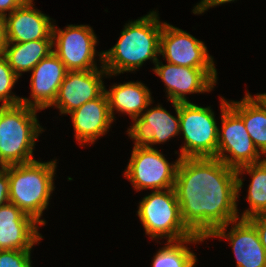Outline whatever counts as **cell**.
<instances>
[{
	"label": "cell",
	"instance_id": "1",
	"mask_svg": "<svg viewBox=\"0 0 266 267\" xmlns=\"http://www.w3.org/2000/svg\"><path fill=\"white\" fill-rule=\"evenodd\" d=\"M183 223L206 239L239 219L237 169L216 157L181 158L174 186Z\"/></svg>",
	"mask_w": 266,
	"mask_h": 267
},
{
	"label": "cell",
	"instance_id": "2",
	"mask_svg": "<svg viewBox=\"0 0 266 267\" xmlns=\"http://www.w3.org/2000/svg\"><path fill=\"white\" fill-rule=\"evenodd\" d=\"M156 11L124 25L117 43L103 52V67L108 76L135 71L147 60L154 65L160 54L163 28Z\"/></svg>",
	"mask_w": 266,
	"mask_h": 267
},
{
	"label": "cell",
	"instance_id": "3",
	"mask_svg": "<svg viewBox=\"0 0 266 267\" xmlns=\"http://www.w3.org/2000/svg\"><path fill=\"white\" fill-rule=\"evenodd\" d=\"M4 168L9 176V202L31 216L41 226H45L46 221L40 218L55 189L56 159L43 163L34 160Z\"/></svg>",
	"mask_w": 266,
	"mask_h": 267
},
{
	"label": "cell",
	"instance_id": "4",
	"mask_svg": "<svg viewBox=\"0 0 266 267\" xmlns=\"http://www.w3.org/2000/svg\"><path fill=\"white\" fill-rule=\"evenodd\" d=\"M37 111L22 103L0 105V165L2 167L32 162L35 141L44 130Z\"/></svg>",
	"mask_w": 266,
	"mask_h": 267
},
{
	"label": "cell",
	"instance_id": "5",
	"mask_svg": "<svg viewBox=\"0 0 266 267\" xmlns=\"http://www.w3.org/2000/svg\"><path fill=\"white\" fill-rule=\"evenodd\" d=\"M138 208L137 215L151 239L178 241L194 235L181 219L174 188L152 191L143 197Z\"/></svg>",
	"mask_w": 266,
	"mask_h": 267
},
{
	"label": "cell",
	"instance_id": "6",
	"mask_svg": "<svg viewBox=\"0 0 266 267\" xmlns=\"http://www.w3.org/2000/svg\"><path fill=\"white\" fill-rule=\"evenodd\" d=\"M210 108L179 103L180 133L185 141L180 158L217 157L219 128Z\"/></svg>",
	"mask_w": 266,
	"mask_h": 267
},
{
	"label": "cell",
	"instance_id": "7",
	"mask_svg": "<svg viewBox=\"0 0 266 267\" xmlns=\"http://www.w3.org/2000/svg\"><path fill=\"white\" fill-rule=\"evenodd\" d=\"M220 101L222 131L218 130L216 158L234 169L261 162L262 154L250 138L243 119L228 105L227 100L221 97Z\"/></svg>",
	"mask_w": 266,
	"mask_h": 267
},
{
	"label": "cell",
	"instance_id": "8",
	"mask_svg": "<svg viewBox=\"0 0 266 267\" xmlns=\"http://www.w3.org/2000/svg\"><path fill=\"white\" fill-rule=\"evenodd\" d=\"M180 159L178 157L176 162L170 164L159 150L134 146L124 177L136 191L171 189L175 186Z\"/></svg>",
	"mask_w": 266,
	"mask_h": 267
},
{
	"label": "cell",
	"instance_id": "9",
	"mask_svg": "<svg viewBox=\"0 0 266 267\" xmlns=\"http://www.w3.org/2000/svg\"><path fill=\"white\" fill-rule=\"evenodd\" d=\"M52 40V51L67 71L98 69L94 59L97 37L90 26L71 24L62 30L53 25Z\"/></svg>",
	"mask_w": 266,
	"mask_h": 267
},
{
	"label": "cell",
	"instance_id": "10",
	"mask_svg": "<svg viewBox=\"0 0 266 267\" xmlns=\"http://www.w3.org/2000/svg\"><path fill=\"white\" fill-rule=\"evenodd\" d=\"M153 71L164 82L168 101L186 103V95L192 93L211 92L216 85V68H191L167 62L155 63Z\"/></svg>",
	"mask_w": 266,
	"mask_h": 267
},
{
	"label": "cell",
	"instance_id": "11",
	"mask_svg": "<svg viewBox=\"0 0 266 267\" xmlns=\"http://www.w3.org/2000/svg\"><path fill=\"white\" fill-rule=\"evenodd\" d=\"M99 56L101 69L67 71L52 107L58 108L61 114H69L105 92L102 78L108 73L103 67V52Z\"/></svg>",
	"mask_w": 266,
	"mask_h": 267
},
{
	"label": "cell",
	"instance_id": "12",
	"mask_svg": "<svg viewBox=\"0 0 266 267\" xmlns=\"http://www.w3.org/2000/svg\"><path fill=\"white\" fill-rule=\"evenodd\" d=\"M160 55L172 64L191 68H215L204 42L164 22L160 37Z\"/></svg>",
	"mask_w": 266,
	"mask_h": 267
},
{
	"label": "cell",
	"instance_id": "13",
	"mask_svg": "<svg viewBox=\"0 0 266 267\" xmlns=\"http://www.w3.org/2000/svg\"><path fill=\"white\" fill-rule=\"evenodd\" d=\"M171 103L177 117L158 104L151 109L147 107L140 117L131 119L134 123L127 130V134L135 140L134 146L153 148L154 144L164 143L180 134L179 103Z\"/></svg>",
	"mask_w": 266,
	"mask_h": 267
},
{
	"label": "cell",
	"instance_id": "14",
	"mask_svg": "<svg viewBox=\"0 0 266 267\" xmlns=\"http://www.w3.org/2000/svg\"><path fill=\"white\" fill-rule=\"evenodd\" d=\"M229 224H232V228L226 233ZM210 237L230 241L237 267H266V250L255 226L248 219L231 221L217 228L208 238Z\"/></svg>",
	"mask_w": 266,
	"mask_h": 267
},
{
	"label": "cell",
	"instance_id": "15",
	"mask_svg": "<svg viewBox=\"0 0 266 267\" xmlns=\"http://www.w3.org/2000/svg\"><path fill=\"white\" fill-rule=\"evenodd\" d=\"M38 222L17 206H0V250H31L42 240Z\"/></svg>",
	"mask_w": 266,
	"mask_h": 267
},
{
	"label": "cell",
	"instance_id": "16",
	"mask_svg": "<svg viewBox=\"0 0 266 267\" xmlns=\"http://www.w3.org/2000/svg\"><path fill=\"white\" fill-rule=\"evenodd\" d=\"M30 78L31 98H21V103L43 110L54 103L67 70L64 63L52 51L32 70Z\"/></svg>",
	"mask_w": 266,
	"mask_h": 267
},
{
	"label": "cell",
	"instance_id": "17",
	"mask_svg": "<svg viewBox=\"0 0 266 267\" xmlns=\"http://www.w3.org/2000/svg\"><path fill=\"white\" fill-rule=\"evenodd\" d=\"M33 1L27 0L22 6L6 15L7 42L23 43L52 39L54 22L40 10L34 9Z\"/></svg>",
	"mask_w": 266,
	"mask_h": 267
},
{
	"label": "cell",
	"instance_id": "18",
	"mask_svg": "<svg viewBox=\"0 0 266 267\" xmlns=\"http://www.w3.org/2000/svg\"><path fill=\"white\" fill-rule=\"evenodd\" d=\"M69 114L72 117L75 139L82 146L86 143H95L100 136L109 131L108 129L113 122L105 92Z\"/></svg>",
	"mask_w": 266,
	"mask_h": 267
},
{
	"label": "cell",
	"instance_id": "19",
	"mask_svg": "<svg viewBox=\"0 0 266 267\" xmlns=\"http://www.w3.org/2000/svg\"><path fill=\"white\" fill-rule=\"evenodd\" d=\"M105 93L108 99L111 118L115 119L114 111L126 113L132 119L140 117L144 110L152 104L151 92L141 82H126L114 84Z\"/></svg>",
	"mask_w": 266,
	"mask_h": 267
},
{
	"label": "cell",
	"instance_id": "20",
	"mask_svg": "<svg viewBox=\"0 0 266 267\" xmlns=\"http://www.w3.org/2000/svg\"><path fill=\"white\" fill-rule=\"evenodd\" d=\"M52 39H41L23 43L7 42L3 56L14 73L20 77L22 72L31 70L52 52Z\"/></svg>",
	"mask_w": 266,
	"mask_h": 267
},
{
	"label": "cell",
	"instance_id": "21",
	"mask_svg": "<svg viewBox=\"0 0 266 267\" xmlns=\"http://www.w3.org/2000/svg\"><path fill=\"white\" fill-rule=\"evenodd\" d=\"M228 105L243 119L246 130L258 151L266 155V108L250 93L241 101H229Z\"/></svg>",
	"mask_w": 266,
	"mask_h": 267
},
{
	"label": "cell",
	"instance_id": "22",
	"mask_svg": "<svg viewBox=\"0 0 266 267\" xmlns=\"http://www.w3.org/2000/svg\"><path fill=\"white\" fill-rule=\"evenodd\" d=\"M244 172L251 175L252 181L248 187L247 200L250 208L243 211L240 218L250 219L253 216L266 213V158L261 162L247 164L237 169L238 198L243 180L239 177Z\"/></svg>",
	"mask_w": 266,
	"mask_h": 267
},
{
	"label": "cell",
	"instance_id": "23",
	"mask_svg": "<svg viewBox=\"0 0 266 267\" xmlns=\"http://www.w3.org/2000/svg\"><path fill=\"white\" fill-rule=\"evenodd\" d=\"M204 240L206 238L194 234L182 240L167 241V244L154 256L152 267H194L197 257L185 244H199Z\"/></svg>",
	"mask_w": 266,
	"mask_h": 267
},
{
	"label": "cell",
	"instance_id": "24",
	"mask_svg": "<svg viewBox=\"0 0 266 267\" xmlns=\"http://www.w3.org/2000/svg\"><path fill=\"white\" fill-rule=\"evenodd\" d=\"M18 79L19 77L8 65L7 59L0 55V101H2V106L21 103L22 97L16 96L11 91Z\"/></svg>",
	"mask_w": 266,
	"mask_h": 267
},
{
	"label": "cell",
	"instance_id": "25",
	"mask_svg": "<svg viewBox=\"0 0 266 267\" xmlns=\"http://www.w3.org/2000/svg\"><path fill=\"white\" fill-rule=\"evenodd\" d=\"M31 250H0V267H32Z\"/></svg>",
	"mask_w": 266,
	"mask_h": 267
},
{
	"label": "cell",
	"instance_id": "26",
	"mask_svg": "<svg viewBox=\"0 0 266 267\" xmlns=\"http://www.w3.org/2000/svg\"><path fill=\"white\" fill-rule=\"evenodd\" d=\"M9 176L4 167L0 168V206L9 203Z\"/></svg>",
	"mask_w": 266,
	"mask_h": 267
},
{
	"label": "cell",
	"instance_id": "27",
	"mask_svg": "<svg viewBox=\"0 0 266 267\" xmlns=\"http://www.w3.org/2000/svg\"><path fill=\"white\" fill-rule=\"evenodd\" d=\"M256 228L261 244L266 250V213L259 214L248 219Z\"/></svg>",
	"mask_w": 266,
	"mask_h": 267
},
{
	"label": "cell",
	"instance_id": "28",
	"mask_svg": "<svg viewBox=\"0 0 266 267\" xmlns=\"http://www.w3.org/2000/svg\"><path fill=\"white\" fill-rule=\"evenodd\" d=\"M27 0H0V15L6 17L8 14L12 13L15 9L22 6Z\"/></svg>",
	"mask_w": 266,
	"mask_h": 267
},
{
	"label": "cell",
	"instance_id": "29",
	"mask_svg": "<svg viewBox=\"0 0 266 267\" xmlns=\"http://www.w3.org/2000/svg\"><path fill=\"white\" fill-rule=\"evenodd\" d=\"M235 0H201L192 10L194 14H202L210 7L221 5Z\"/></svg>",
	"mask_w": 266,
	"mask_h": 267
},
{
	"label": "cell",
	"instance_id": "30",
	"mask_svg": "<svg viewBox=\"0 0 266 267\" xmlns=\"http://www.w3.org/2000/svg\"><path fill=\"white\" fill-rule=\"evenodd\" d=\"M6 44V20L5 17L0 15V55L3 54Z\"/></svg>",
	"mask_w": 266,
	"mask_h": 267
},
{
	"label": "cell",
	"instance_id": "31",
	"mask_svg": "<svg viewBox=\"0 0 266 267\" xmlns=\"http://www.w3.org/2000/svg\"><path fill=\"white\" fill-rule=\"evenodd\" d=\"M255 97L264 105L266 108V93L264 94H257Z\"/></svg>",
	"mask_w": 266,
	"mask_h": 267
}]
</instances>
